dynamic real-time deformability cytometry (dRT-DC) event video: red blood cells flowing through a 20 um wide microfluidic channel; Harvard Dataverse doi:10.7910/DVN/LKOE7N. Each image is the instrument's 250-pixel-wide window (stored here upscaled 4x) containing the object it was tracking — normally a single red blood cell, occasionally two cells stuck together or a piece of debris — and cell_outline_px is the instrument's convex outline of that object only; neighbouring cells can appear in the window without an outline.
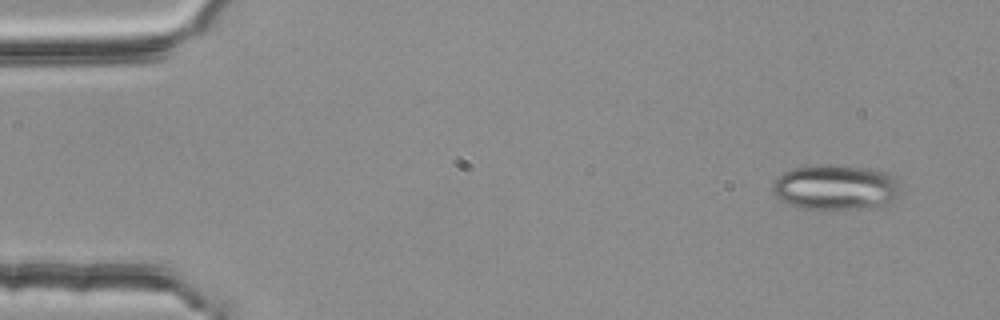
{"species": "common noctule bat (a hibernating species)", "species_latin": "Nyctalus noctula", "temperature_condition": "room temperature", "stored_images_in_passage": 4, "camera_frame_rate_fps": 3000, "um_per_image_px": 0.085, "animal": {"sex": "female", "body_mass_g": 25.1}, "frame": {"image": 1, "passage_image": 1, "time_ms": 0.0, "image_size_px": [1000, 320], "cell_outline_px": [[900, 180], [896, 196], [892, 200], [884, 204], [860, 208], [800, 208], [788, 204], [780, 200], [772, 192], [772, 184], [776, 176], [792, 168], [820, 164], [876, 168], [888, 172]], "centroid_in_image_um": [70.99, 15.88], "position_along_channel_um": 14.0, "area_um2": 33.76}}